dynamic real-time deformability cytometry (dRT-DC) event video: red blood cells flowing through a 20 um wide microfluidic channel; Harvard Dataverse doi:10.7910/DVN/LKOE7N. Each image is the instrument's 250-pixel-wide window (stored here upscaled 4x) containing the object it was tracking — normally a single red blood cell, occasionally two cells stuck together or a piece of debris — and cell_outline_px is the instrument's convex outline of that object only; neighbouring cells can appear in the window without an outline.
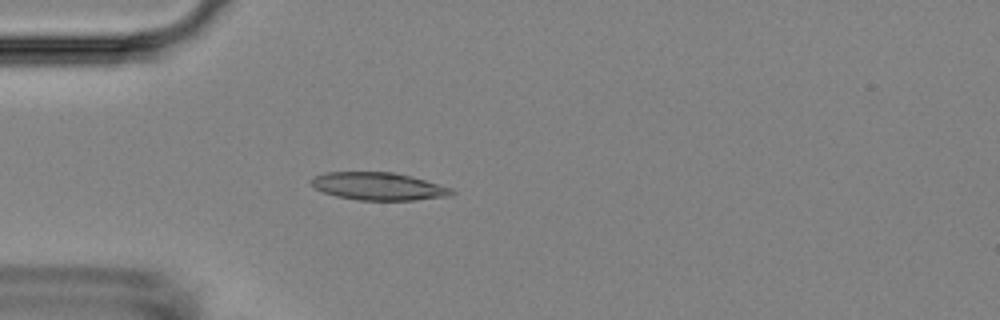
{"species": "Egyptian fruit bat (a non-hibernating species)", "species_latin": "Rousettus aegyptiacus", "temperature_condition": "room temperature", "stored_images_in_passage": 43, "camera_frame_rate_fps": 3000, "um_per_image_px": 0.085, "animal": {"sex": "female"}, "frame": {"image": 1, "passage_image": 4, "time_ms": 1.0, "image_size_px": [1000, 320], "cell_outline_px": [[456, 192], [448, 196], [416, 200], [360, 200], [336, 196], [324, 192], [316, 188], [312, 184], [312, 180], [316, 176], [328, 172], [392, 172], [412, 176], [452, 188]], "centroid_in_image_um": [32.22, 15.84], "position_along_channel_um": 52.8, "area_um2": 22.43}}
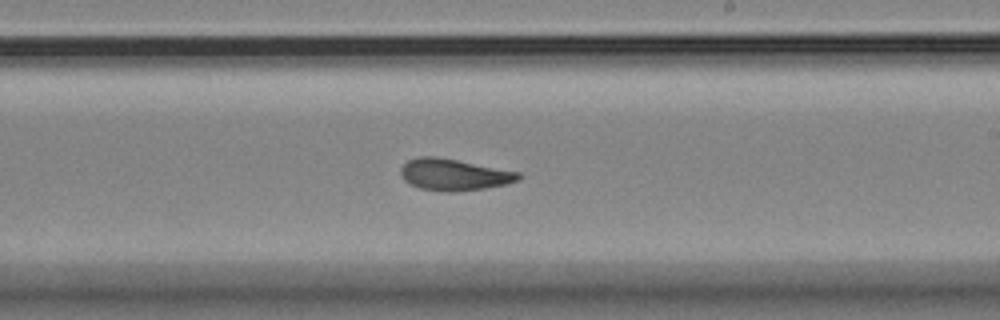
{"frame": {"image": 2, "passage_image": 21, "time_ms": 6.667, "image_size_px": [1000, 320], "cell_outline_px": [[524, 176], [520, 180], [508, 184], [484, 188], [456, 192], [444, 192], [420, 188], [404, 180], [400, 176], [400, 168], [408, 160], [420, 156], [436, 156], [520, 172]], "centroid_in_image_um": [38.61, 14.85], "position_along_channel_um": 250.4, "area_um2": 21.85}}
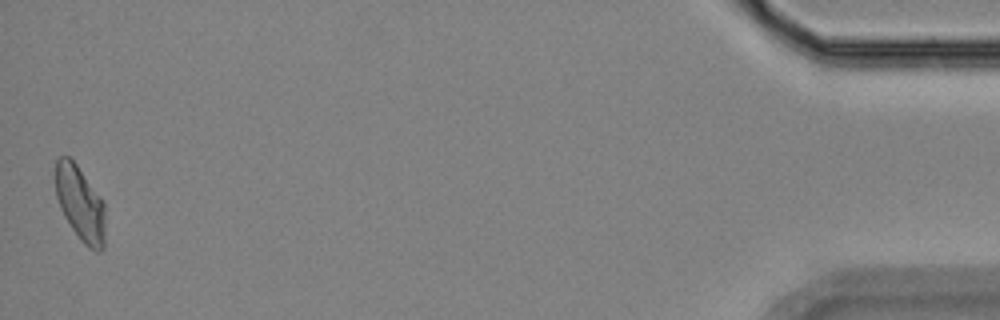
{"frame": {"image": 3, "passage_image": 43, "time_ms": 14.0, "image_size_px": [1000, 320], "cell_outline_px": [[104, 248], [100, 252], [96, 252], [88, 248], [80, 240], [64, 216], [60, 208], [56, 196], [56, 160], [60, 156], [68, 156], [76, 164], [104, 204]], "centroid_in_image_um": [6.81, 17.35], "position_along_channel_um": 428.4, "area_um2": 21.33}, "authors_computed_cell_mechanics": {"area_um2": 21.675, "velocity_mm_per_s": 3.6235, "shape_relaxation_time_tau1_ms": 8.4873, "shape_relaxation_time_tau2_ms": 2.4061, "deformation_change_tau1": 0.1854, "deformation_change_tau2": 0.0786}}